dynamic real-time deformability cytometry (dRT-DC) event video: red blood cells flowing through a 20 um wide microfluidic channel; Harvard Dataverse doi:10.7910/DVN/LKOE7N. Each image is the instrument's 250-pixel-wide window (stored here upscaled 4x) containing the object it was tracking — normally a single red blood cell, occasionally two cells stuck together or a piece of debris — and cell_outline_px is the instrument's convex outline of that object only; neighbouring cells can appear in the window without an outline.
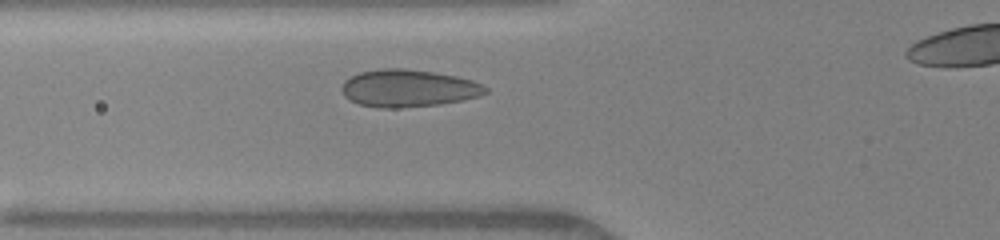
{"species": "human", "species_latin": "Homo sapiens", "temperature_condition": "warm", "stored_images_in_passage": 35, "camera_frame_rate_fps": 3000, "um_per_image_px": 0.085, "donor": {"sex": "female"}, "frame": {"image": 1, "passage_image": 9, "time_ms": 2.667, "image_size_px": [1000, 240], "cell_outline_px": [[488, 92], [480, 96], [464, 100], [440, 104], [396, 108], [376, 108], [360, 104], [344, 96], [340, 88], [344, 80], [360, 72], [380, 68], [404, 68], [432, 72], [456, 76], [472, 80], [484, 84], [488, 88]], "centroid_in_image_um": [34.72, 7.5], "position_along_channel_um": 91.1, "area_um2": 31.5}}
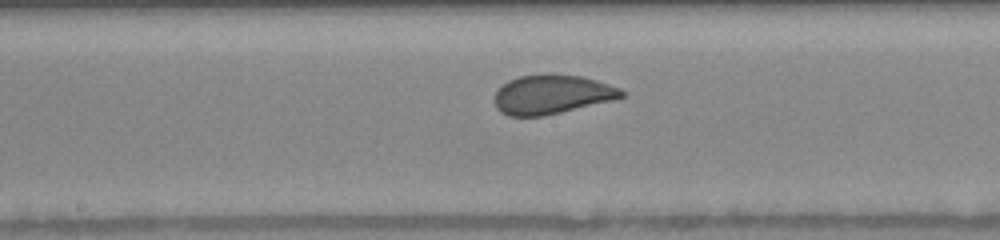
{"frame": {"image": 2, "passage_image": 17, "time_ms": 5.333, "image_size_px": [1000, 240], "cell_outline_px": [[628, 96], [612, 100], [544, 116], [508, 116], [500, 112], [496, 108], [492, 100], [496, 92], [508, 80], [520, 76], [580, 76], [596, 80], [620, 88], [628, 92]], "centroid_in_image_um": [46.91, 8.06], "position_along_channel_um": 201.3, "area_um2": 28.61}}
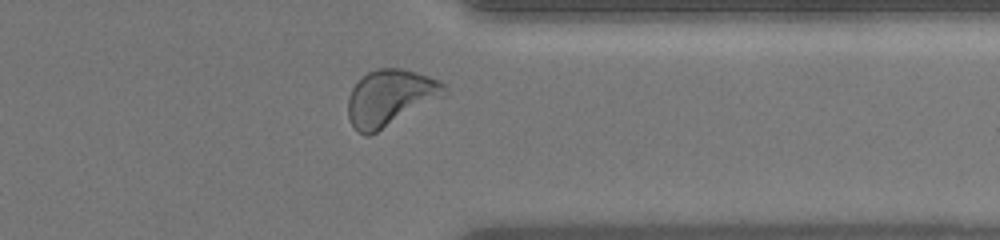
{"frame": {"image": 3, "passage_image": 30, "time_ms": 9.667, "image_size_px": [1000, 240], "cell_outline_px": [[448, 92], [444, 96], [376, 132], [368, 136], [364, 136], [352, 124], [348, 116], [348, 96], [352, 88], [368, 72], [380, 68], [400, 68], [428, 76], [440, 80], [448, 88]], "centroid_in_image_um": [33.18, 8.3], "position_along_channel_um": 378.2, "area_um2": 31.15}}